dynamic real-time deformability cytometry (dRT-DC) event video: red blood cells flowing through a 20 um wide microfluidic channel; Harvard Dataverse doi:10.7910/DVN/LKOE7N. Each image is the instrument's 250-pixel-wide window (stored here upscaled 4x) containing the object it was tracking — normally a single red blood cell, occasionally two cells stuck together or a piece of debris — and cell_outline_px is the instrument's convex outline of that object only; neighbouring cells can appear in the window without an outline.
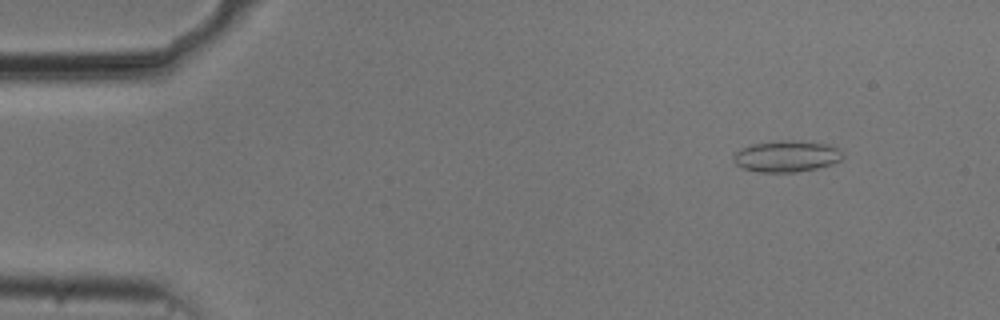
{"species": "common noctule bat (a hibernating species)", "species_latin": "Nyctalus noctula", "temperature_condition": "cold", "stored_images_in_passage": 49, "camera_frame_rate_fps": 3000, "um_per_image_px": 0.085, "animal": {"sex": "male", "body_mass_g": 20.5, "forearm_length_mm": 52.5}, "frame": {"image": 1, "passage_image": 6, "time_ms": 1.667, "image_size_px": [1000, 320], "cell_outline_px": [[844, 160], [832, 164], [816, 168], [796, 172], [756, 172], [744, 168], [736, 164], [732, 160], [732, 156], [740, 148], [752, 144], [780, 140], [792, 140], [828, 144], [840, 148], [844, 156]], "centroid_in_image_um": [66.88, 13.28], "position_along_channel_um": 18.1, "area_um2": 20.23}}
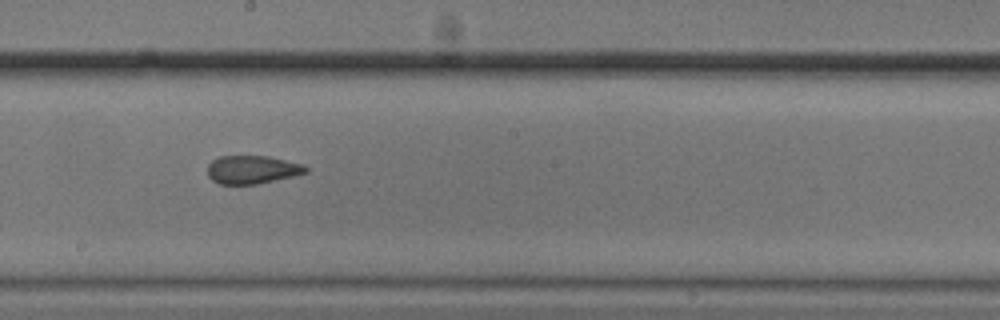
{"frame": {"image": 2, "passage_image": 30, "time_ms": 9.667, "image_size_px": [1000, 320], "cell_outline_px": [[308, 172], [292, 176], [256, 184], [220, 184], [212, 180], [208, 176], [208, 164], [212, 160], [220, 156], [268, 156], [304, 164], [308, 168]], "centroid_in_image_um": [21.43, 14.41], "position_along_channel_um": 226.8, "area_um2": 16.13}}
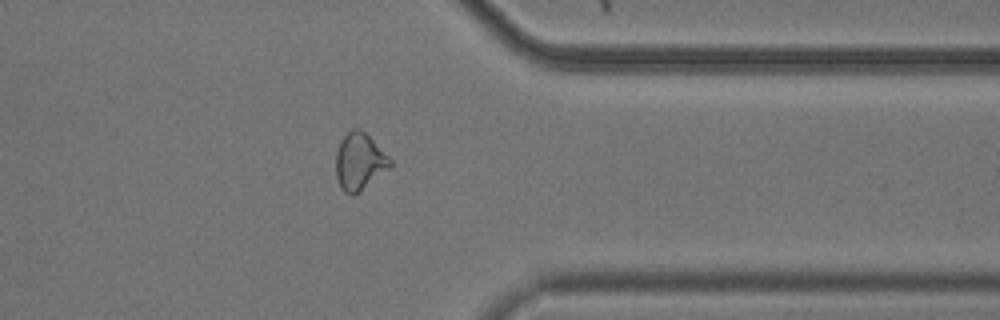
{"frame": {"image": 3, "passage_image": 43, "time_ms": 14.0, "image_size_px": [1000, 320], "cell_outline_px": [[392, 164], [388, 168], [360, 192], [344, 192], [340, 188], [336, 176], [336, 152], [344, 136], [352, 128], [356, 128], [364, 132], [392, 160]], "centroid_in_image_um": [30.53, 13.73], "position_along_channel_um": 380.9, "area_um2": 17.46}, "authors_computed_cell_mechanics": {"area_um2": 17.4556, "velocity_mm_per_s": 3.7289, "shape_relaxation_time_tau1_ms": null, "shape_relaxation_time_tau2_ms": 1.8714, "deformation_change_tau1": null, "deformation_change_tau2": 0.0815}}